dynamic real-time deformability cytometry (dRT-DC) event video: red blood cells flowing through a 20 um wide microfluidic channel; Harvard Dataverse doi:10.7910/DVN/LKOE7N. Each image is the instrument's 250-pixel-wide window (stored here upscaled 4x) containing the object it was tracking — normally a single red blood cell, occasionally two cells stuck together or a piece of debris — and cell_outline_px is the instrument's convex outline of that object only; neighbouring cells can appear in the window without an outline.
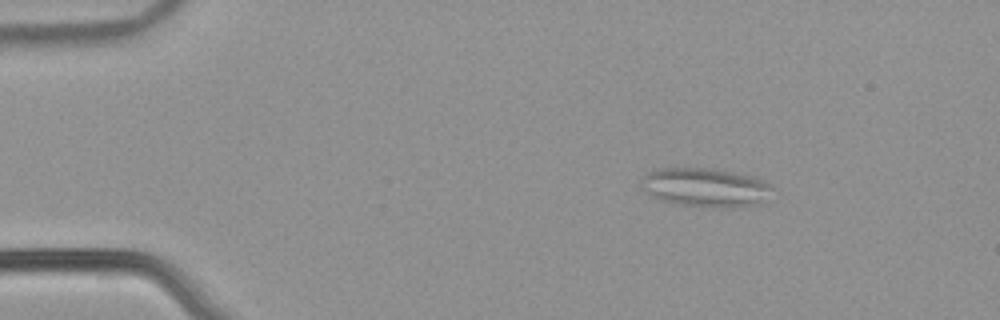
{"species": "common noctule bat (a hibernating species)", "species_latin": "Nyctalus noctula", "temperature_condition": "warm", "stored_images_in_passage": 51, "segment_of_instrument_passage": [1, 2], "camera_frame_rate_fps": 3000, "um_per_image_px": 0.085, "animal": {"sex": "male", "body_mass_g": 21.5, "forearm_length_mm": 52.0}, "frame": {"image": 1, "passage_image": 6, "time_ms": 1.667, "image_size_px": [1000, 320], "cell_outline_px": [[776, 188], [760, 204], [732, 208], [712, 208], [676, 204], [660, 200], [644, 192], [640, 184], [640, 180], [648, 172], [660, 168], [716, 168], [756, 176], [764, 180]], "centroid_in_image_um": [60.0, 15.93], "position_along_channel_um": 25.0, "area_um2": 30.58}}